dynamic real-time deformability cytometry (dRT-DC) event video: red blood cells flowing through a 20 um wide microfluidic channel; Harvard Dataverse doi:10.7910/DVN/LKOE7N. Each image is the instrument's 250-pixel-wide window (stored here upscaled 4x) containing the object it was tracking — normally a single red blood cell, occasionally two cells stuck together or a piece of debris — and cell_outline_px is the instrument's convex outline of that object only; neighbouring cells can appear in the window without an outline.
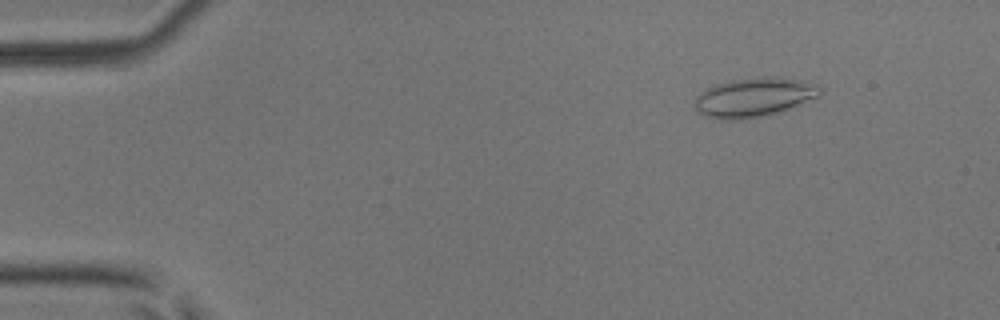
{"species": "common noctule bat (a hibernating species)", "species_latin": "Nyctalus noctula", "temperature_condition": "room temperature", "stored_images_in_passage": 43, "camera_frame_rate_fps": 3000, "um_per_image_px": 0.085, "animal": {"sex": "male", "body_mass_g": 17.9, "forearm_length_mm": 54.2}, "frame": {"image": 1, "passage_image": 7, "time_ms": 2.0, "image_size_px": [1000, 320], "cell_outline_px": [[820, 96], [768, 116], [736, 120], [728, 120], [704, 116], [692, 104], [696, 96], [700, 92], [716, 84], [728, 80], [764, 76], [780, 76], [820, 84]], "centroid_in_image_um": [64.09, 8.26], "position_along_channel_um": 20.9, "area_um2": 28.96}}
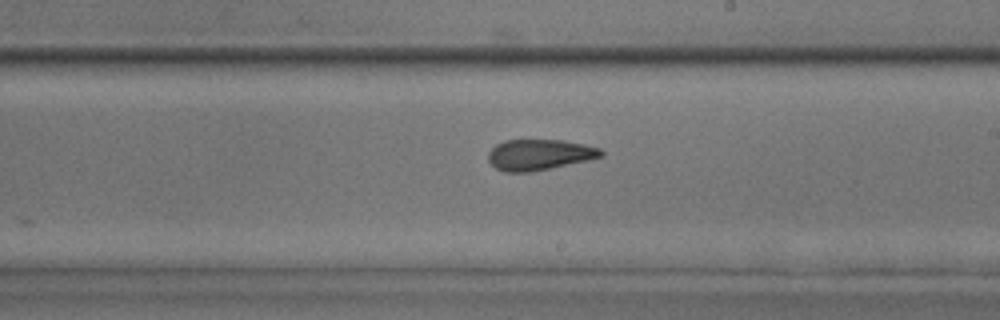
{"frame": {"image": 2, "passage_image": 32, "time_ms": 10.333, "image_size_px": [1000, 320], "cell_outline_px": [[604, 156], [588, 160], [528, 172], [504, 172], [496, 168], [488, 160], [488, 152], [496, 144], [504, 140], [564, 140], [584, 144], [600, 148], [604, 152]], "centroid_in_image_um": [45.84, 13.14], "position_along_channel_um": 243.2, "area_um2": 20.17}}
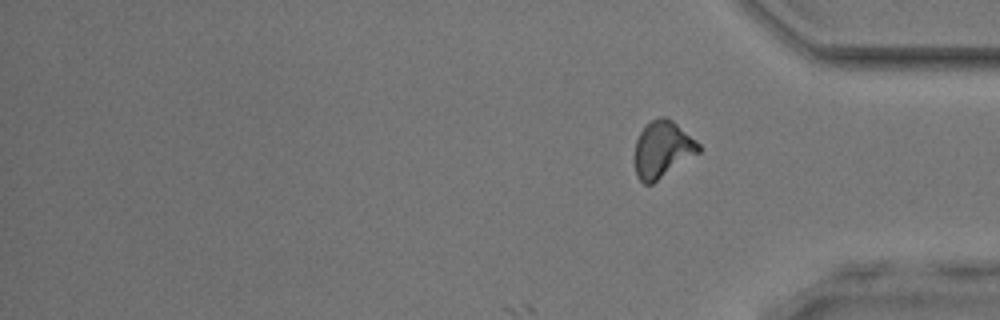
{"frame": {"image": 3, "passage_image": 43, "time_ms": 14.0, "image_size_px": [1000, 320], "cell_outline_px": [[700, 152], [652, 184], [644, 184], [636, 176], [636, 140], [640, 132], [652, 120], [660, 116], [664, 116], [672, 120], [696, 140], [700, 144]], "centroid_in_image_um": [56.32, 12.7], "position_along_channel_um": 378.9, "area_um2": 20.81}, "authors_computed_cell_mechanics": {"area_um2": 21.0392, "velocity_mm_per_s": 3.8325, "shape_relaxation_time_tau1_ms": null, "shape_relaxation_time_tau2_ms": 2.5245, "deformation_change_tau1": null, "deformation_change_tau2": 0.107}}